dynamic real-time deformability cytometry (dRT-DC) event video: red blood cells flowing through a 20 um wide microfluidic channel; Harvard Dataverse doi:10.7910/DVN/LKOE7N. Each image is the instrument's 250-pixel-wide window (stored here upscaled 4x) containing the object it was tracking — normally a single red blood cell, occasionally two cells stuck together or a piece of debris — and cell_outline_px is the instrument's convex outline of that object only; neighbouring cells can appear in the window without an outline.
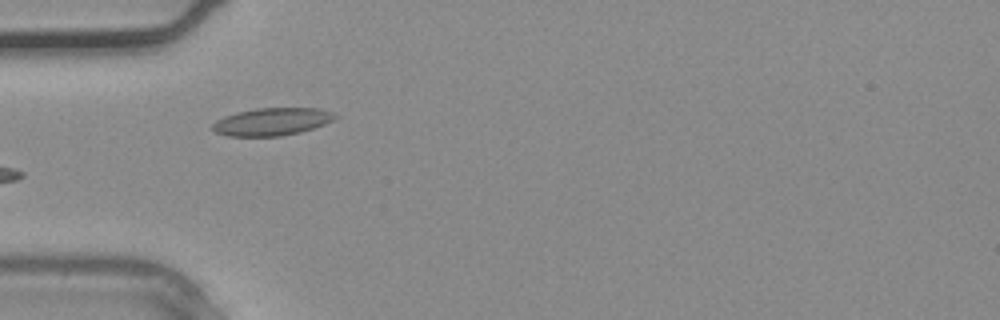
{"species": "common noctule bat (a hibernating species)", "species_latin": "Nyctalus noctula", "temperature_condition": "warm", "stored_images_in_passage": 1, "camera_frame_rate_fps": 3000, "um_per_image_px": 0.085, "animal": {"sex": "male", "body_mass_g": 20.4}, "frame": {"image": 1, "passage_image": 1, "time_ms": 0.0, "image_size_px": [1000, 320], "cell_outline_px": [[340, 116], [324, 124], [300, 132], [280, 136], [228, 136], [216, 132], [212, 128], [212, 124], [216, 120], [224, 116], [236, 112], [256, 108], [320, 108], [332, 112]], "centroid_in_image_um": [23.11, 10.33], "position_along_channel_um": 61.9, "area_um2": 19.71}}